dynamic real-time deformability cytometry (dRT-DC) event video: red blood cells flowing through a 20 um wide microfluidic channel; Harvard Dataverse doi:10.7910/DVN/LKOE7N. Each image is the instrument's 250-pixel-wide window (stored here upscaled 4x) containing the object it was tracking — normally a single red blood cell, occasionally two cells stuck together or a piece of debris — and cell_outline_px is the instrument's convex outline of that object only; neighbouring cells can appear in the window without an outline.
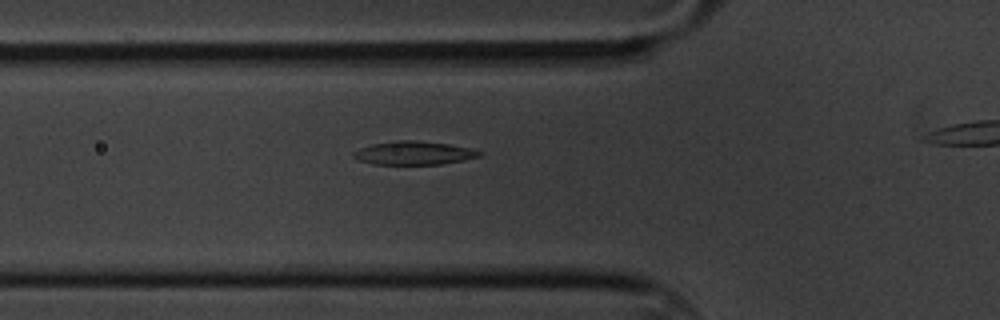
{"species": "common noctule bat (a hibernating species)", "species_latin": "Nyctalus noctula", "temperature_condition": "cold", "stored_images_in_passage": 35, "segment_of_instrument_passage": [1, 2], "camera_frame_rate_fps": 3000, "um_per_image_px": 0.085, "animal": {"sex": "male", "body_mass_g": 20.1, "forearm_length_mm": 53.5}, "frame": {"image": 1, "passage_image": 7, "time_ms": 2.0, "image_size_px": [1000, 320], "cell_outline_px": [[484, 152], [480, 156], [464, 160], [440, 164], [372, 164], [360, 160], [352, 156], [352, 152], [360, 148], [372, 144], [392, 140], [412, 140], [448, 144], [472, 148]], "centroid_in_image_um": [35.18, 13.0], "position_along_channel_um": 90.6, "area_um2": 17.22}}
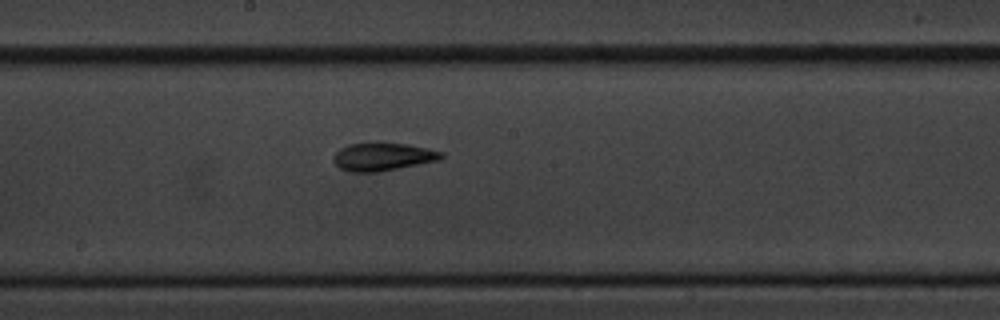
{"frame": {"image": 2, "passage_image": 18, "time_ms": 5.667, "image_size_px": [1000, 320], "cell_outline_px": [[444, 156], [440, 160], [376, 172], [352, 172], [340, 168], [332, 160], [332, 156], [340, 148], [348, 144], [372, 140], [380, 140], [408, 144], [428, 148], [444, 152]], "centroid_in_image_um": [32.52, 13.27], "position_along_channel_um": 215.7, "area_um2": 18.26}}
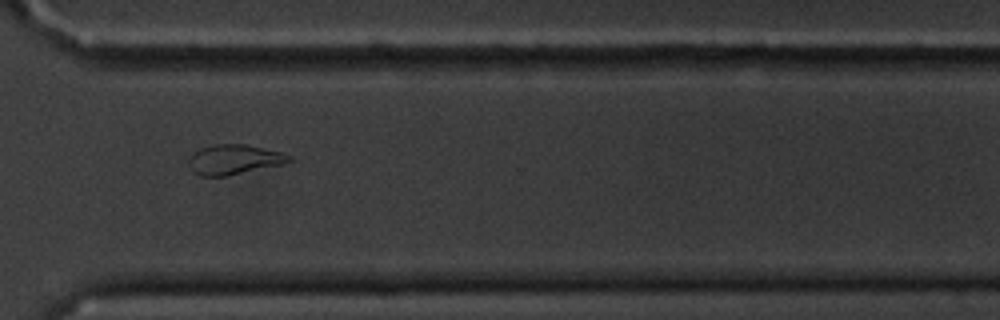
{"frame": {"image": 3, "passage_image": 30, "time_ms": 9.667, "image_size_px": [1000, 320], "cell_outline_px": [[292, 160], [280, 164], [224, 176], [200, 176], [192, 172], [188, 164], [188, 160], [192, 152], [200, 148], [212, 144], [244, 144], [280, 152], [292, 156]], "centroid_in_image_um": [19.8, 13.55], "position_along_channel_um": 350.8, "area_um2": 17.28}}